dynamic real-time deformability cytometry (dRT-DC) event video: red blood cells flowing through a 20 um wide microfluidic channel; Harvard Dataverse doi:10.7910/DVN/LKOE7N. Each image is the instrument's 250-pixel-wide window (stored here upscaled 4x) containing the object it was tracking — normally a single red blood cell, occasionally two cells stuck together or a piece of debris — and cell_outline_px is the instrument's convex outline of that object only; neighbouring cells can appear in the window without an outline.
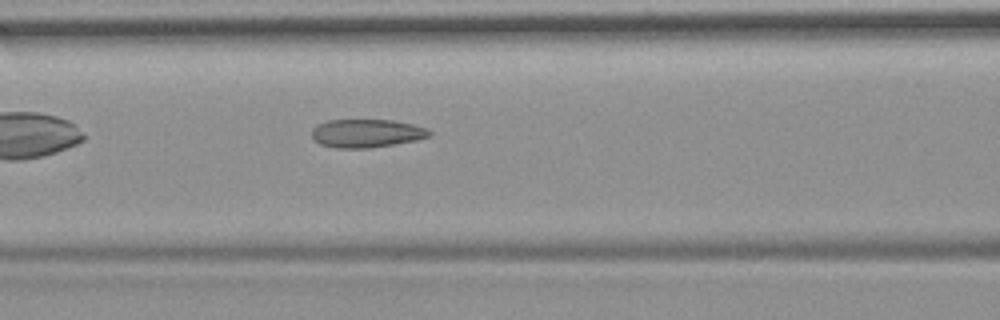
{"species": "common noctule bat (a hibernating species)", "species_latin": "Nyctalus noctula", "temperature_condition": "room temperature", "stored_images_in_passage": 37, "camera_frame_rate_fps": 3000, "um_per_image_px": 0.085, "animal": {"sex": "female", "body_mass_g": 19.9}, "frame": {"image": 1, "passage_image": 6, "time_ms": 1.667, "image_size_px": [1000, 320], "cell_outline_px": [[432, 132], [428, 136], [416, 140], [368, 148], [336, 148], [320, 144], [312, 136], [312, 128], [316, 124], [328, 120], [392, 120], [412, 124], [428, 128]], "centroid_in_image_um": [31.13, 11.32], "position_along_channel_um": 135.5, "area_um2": 19.31}}